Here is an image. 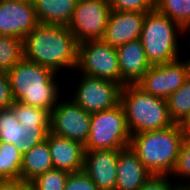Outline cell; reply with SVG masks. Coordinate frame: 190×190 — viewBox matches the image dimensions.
I'll list each match as a JSON object with an SVG mask.
<instances>
[{
	"mask_svg": "<svg viewBox=\"0 0 190 190\" xmlns=\"http://www.w3.org/2000/svg\"><path fill=\"white\" fill-rule=\"evenodd\" d=\"M78 44L67 26L39 23L23 40L24 58L56 73L76 69Z\"/></svg>",
	"mask_w": 190,
	"mask_h": 190,
	"instance_id": "6da1fadb",
	"label": "cell"
},
{
	"mask_svg": "<svg viewBox=\"0 0 190 190\" xmlns=\"http://www.w3.org/2000/svg\"><path fill=\"white\" fill-rule=\"evenodd\" d=\"M14 101L51 112L60 97L56 72L24 57L7 71Z\"/></svg>",
	"mask_w": 190,
	"mask_h": 190,
	"instance_id": "7a4b0ae2",
	"label": "cell"
},
{
	"mask_svg": "<svg viewBox=\"0 0 190 190\" xmlns=\"http://www.w3.org/2000/svg\"><path fill=\"white\" fill-rule=\"evenodd\" d=\"M184 137L181 124L131 135L129 146L152 175H170Z\"/></svg>",
	"mask_w": 190,
	"mask_h": 190,
	"instance_id": "3957f363",
	"label": "cell"
},
{
	"mask_svg": "<svg viewBox=\"0 0 190 190\" xmlns=\"http://www.w3.org/2000/svg\"><path fill=\"white\" fill-rule=\"evenodd\" d=\"M120 103L131 135L165 129L174 124L168 113L167 100L145 92L137 84L122 86Z\"/></svg>",
	"mask_w": 190,
	"mask_h": 190,
	"instance_id": "277c9868",
	"label": "cell"
},
{
	"mask_svg": "<svg viewBox=\"0 0 190 190\" xmlns=\"http://www.w3.org/2000/svg\"><path fill=\"white\" fill-rule=\"evenodd\" d=\"M179 33L183 28L156 8L147 12L140 36L147 61L158 65L179 59Z\"/></svg>",
	"mask_w": 190,
	"mask_h": 190,
	"instance_id": "5b68a950",
	"label": "cell"
},
{
	"mask_svg": "<svg viewBox=\"0 0 190 190\" xmlns=\"http://www.w3.org/2000/svg\"><path fill=\"white\" fill-rule=\"evenodd\" d=\"M125 111L121 103L113 108L91 114L90 134L85 151L120 150L130 144Z\"/></svg>",
	"mask_w": 190,
	"mask_h": 190,
	"instance_id": "8992f818",
	"label": "cell"
},
{
	"mask_svg": "<svg viewBox=\"0 0 190 190\" xmlns=\"http://www.w3.org/2000/svg\"><path fill=\"white\" fill-rule=\"evenodd\" d=\"M78 72L120 84V69L116 48L103 40H90L78 44Z\"/></svg>",
	"mask_w": 190,
	"mask_h": 190,
	"instance_id": "52a82bcc",
	"label": "cell"
},
{
	"mask_svg": "<svg viewBox=\"0 0 190 190\" xmlns=\"http://www.w3.org/2000/svg\"><path fill=\"white\" fill-rule=\"evenodd\" d=\"M111 11L108 0H78L67 28L78 43L102 40Z\"/></svg>",
	"mask_w": 190,
	"mask_h": 190,
	"instance_id": "ba28073f",
	"label": "cell"
},
{
	"mask_svg": "<svg viewBox=\"0 0 190 190\" xmlns=\"http://www.w3.org/2000/svg\"><path fill=\"white\" fill-rule=\"evenodd\" d=\"M80 82L72 96L87 113H96L115 107L120 103L122 86L114 81L90 77L81 73Z\"/></svg>",
	"mask_w": 190,
	"mask_h": 190,
	"instance_id": "9c48e42d",
	"label": "cell"
},
{
	"mask_svg": "<svg viewBox=\"0 0 190 190\" xmlns=\"http://www.w3.org/2000/svg\"><path fill=\"white\" fill-rule=\"evenodd\" d=\"M181 60L151 65L137 85L145 92L167 100L190 76L187 60Z\"/></svg>",
	"mask_w": 190,
	"mask_h": 190,
	"instance_id": "30bf717a",
	"label": "cell"
},
{
	"mask_svg": "<svg viewBox=\"0 0 190 190\" xmlns=\"http://www.w3.org/2000/svg\"><path fill=\"white\" fill-rule=\"evenodd\" d=\"M59 101L50 112V132L85 145L90 134L91 114L72 99Z\"/></svg>",
	"mask_w": 190,
	"mask_h": 190,
	"instance_id": "8fae6325",
	"label": "cell"
},
{
	"mask_svg": "<svg viewBox=\"0 0 190 190\" xmlns=\"http://www.w3.org/2000/svg\"><path fill=\"white\" fill-rule=\"evenodd\" d=\"M38 24L32 0H0V35L24 40Z\"/></svg>",
	"mask_w": 190,
	"mask_h": 190,
	"instance_id": "7c38bea8",
	"label": "cell"
},
{
	"mask_svg": "<svg viewBox=\"0 0 190 190\" xmlns=\"http://www.w3.org/2000/svg\"><path fill=\"white\" fill-rule=\"evenodd\" d=\"M50 127H22L13 109L0 110V143L13 144L23 155L47 139Z\"/></svg>",
	"mask_w": 190,
	"mask_h": 190,
	"instance_id": "4fadbf2b",
	"label": "cell"
},
{
	"mask_svg": "<svg viewBox=\"0 0 190 190\" xmlns=\"http://www.w3.org/2000/svg\"><path fill=\"white\" fill-rule=\"evenodd\" d=\"M145 16V12L112 10L102 40L117 48L140 39Z\"/></svg>",
	"mask_w": 190,
	"mask_h": 190,
	"instance_id": "5bb4252c",
	"label": "cell"
},
{
	"mask_svg": "<svg viewBox=\"0 0 190 190\" xmlns=\"http://www.w3.org/2000/svg\"><path fill=\"white\" fill-rule=\"evenodd\" d=\"M118 150L85 151L83 171L98 190H115Z\"/></svg>",
	"mask_w": 190,
	"mask_h": 190,
	"instance_id": "9a60e30c",
	"label": "cell"
},
{
	"mask_svg": "<svg viewBox=\"0 0 190 190\" xmlns=\"http://www.w3.org/2000/svg\"><path fill=\"white\" fill-rule=\"evenodd\" d=\"M120 69V85L137 84L150 68L140 39L116 48Z\"/></svg>",
	"mask_w": 190,
	"mask_h": 190,
	"instance_id": "2e32d148",
	"label": "cell"
},
{
	"mask_svg": "<svg viewBox=\"0 0 190 190\" xmlns=\"http://www.w3.org/2000/svg\"><path fill=\"white\" fill-rule=\"evenodd\" d=\"M47 142L54 168L69 173L83 171L85 149L82 143L51 132L47 135Z\"/></svg>",
	"mask_w": 190,
	"mask_h": 190,
	"instance_id": "e0dca14e",
	"label": "cell"
},
{
	"mask_svg": "<svg viewBox=\"0 0 190 190\" xmlns=\"http://www.w3.org/2000/svg\"><path fill=\"white\" fill-rule=\"evenodd\" d=\"M151 176L130 146L118 150L115 190H139Z\"/></svg>",
	"mask_w": 190,
	"mask_h": 190,
	"instance_id": "ac0fdd59",
	"label": "cell"
},
{
	"mask_svg": "<svg viewBox=\"0 0 190 190\" xmlns=\"http://www.w3.org/2000/svg\"><path fill=\"white\" fill-rule=\"evenodd\" d=\"M78 0H32L38 23L67 26Z\"/></svg>",
	"mask_w": 190,
	"mask_h": 190,
	"instance_id": "d6986e66",
	"label": "cell"
},
{
	"mask_svg": "<svg viewBox=\"0 0 190 190\" xmlns=\"http://www.w3.org/2000/svg\"><path fill=\"white\" fill-rule=\"evenodd\" d=\"M47 139L23 154L21 180L29 183L35 177L53 169Z\"/></svg>",
	"mask_w": 190,
	"mask_h": 190,
	"instance_id": "ffe728a7",
	"label": "cell"
},
{
	"mask_svg": "<svg viewBox=\"0 0 190 190\" xmlns=\"http://www.w3.org/2000/svg\"><path fill=\"white\" fill-rule=\"evenodd\" d=\"M168 113L175 124H183L190 117V76L167 98Z\"/></svg>",
	"mask_w": 190,
	"mask_h": 190,
	"instance_id": "44dd1931",
	"label": "cell"
},
{
	"mask_svg": "<svg viewBox=\"0 0 190 190\" xmlns=\"http://www.w3.org/2000/svg\"><path fill=\"white\" fill-rule=\"evenodd\" d=\"M23 155L11 143H0V175L5 180H21Z\"/></svg>",
	"mask_w": 190,
	"mask_h": 190,
	"instance_id": "7402d4cb",
	"label": "cell"
},
{
	"mask_svg": "<svg viewBox=\"0 0 190 190\" xmlns=\"http://www.w3.org/2000/svg\"><path fill=\"white\" fill-rule=\"evenodd\" d=\"M22 127H50L48 110L14 101L10 106Z\"/></svg>",
	"mask_w": 190,
	"mask_h": 190,
	"instance_id": "603a6c76",
	"label": "cell"
},
{
	"mask_svg": "<svg viewBox=\"0 0 190 190\" xmlns=\"http://www.w3.org/2000/svg\"><path fill=\"white\" fill-rule=\"evenodd\" d=\"M23 57V40L0 35V70L7 72Z\"/></svg>",
	"mask_w": 190,
	"mask_h": 190,
	"instance_id": "cb8c5ba5",
	"label": "cell"
},
{
	"mask_svg": "<svg viewBox=\"0 0 190 190\" xmlns=\"http://www.w3.org/2000/svg\"><path fill=\"white\" fill-rule=\"evenodd\" d=\"M155 8L182 28L190 22V0H155Z\"/></svg>",
	"mask_w": 190,
	"mask_h": 190,
	"instance_id": "d4e9b609",
	"label": "cell"
},
{
	"mask_svg": "<svg viewBox=\"0 0 190 190\" xmlns=\"http://www.w3.org/2000/svg\"><path fill=\"white\" fill-rule=\"evenodd\" d=\"M69 172L60 169H50L38 175L29 182L31 190H64Z\"/></svg>",
	"mask_w": 190,
	"mask_h": 190,
	"instance_id": "484cf974",
	"label": "cell"
},
{
	"mask_svg": "<svg viewBox=\"0 0 190 190\" xmlns=\"http://www.w3.org/2000/svg\"><path fill=\"white\" fill-rule=\"evenodd\" d=\"M172 175L190 179V138L183 137Z\"/></svg>",
	"mask_w": 190,
	"mask_h": 190,
	"instance_id": "4316f807",
	"label": "cell"
},
{
	"mask_svg": "<svg viewBox=\"0 0 190 190\" xmlns=\"http://www.w3.org/2000/svg\"><path fill=\"white\" fill-rule=\"evenodd\" d=\"M112 10L149 12L155 8V0H108Z\"/></svg>",
	"mask_w": 190,
	"mask_h": 190,
	"instance_id": "83f0119b",
	"label": "cell"
},
{
	"mask_svg": "<svg viewBox=\"0 0 190 190\" xmlns=\"http://www.w3.org/2000/svg\"><path fill=\"white\" fill-rule=\"evenodd\" d=\"M64 190H98V187L84 171H80L69 173Z\"/></svg>",
	"mask_w": 190,
	"mask_h": 190,
	"instance_id": "f1b7e54d",
	"label": "cell"
},
{
	"mask_svg": "<svg viewBox=\"0 0 190 190\" xmlns=\"http://www.w3.org/2000/svg\"><path fill=\"white\" fill-rule=\"evenodd\" d=\"M14 102L9 77L6 71L0 70V110L10 107Z\"/></svg>",
	"mask_w": 190,
	"mask_h": 190,
	"instance_id": "f546056e",
	"label": "cell"
},
{
	"mask_svg": "<svg viewBox=\"0 0 190 190\" xmlns=\"http://www.w3.org/2000/svg\"><path fill=\"white\" fill-rule=\"evenodd\" d=\"M173 184L169 175H152L139 190H171Z\"/></svg>",
	"mask_w": 190,
	"mask_h": 190,
	"instance_id": "4dcf8cb0",
	"label": "cell"
},
{
	"mask_svg": "<svg viewBox=\"0 0 190 190\" xmlns=\"http://www.w3.org/2000/svg\"><path fill=\"white\" fill-rule=\"evenodd\" d=\"M29 188V183L23 180H5L0 185V190H28Z\"/></svg>",
	"mask_w": 190,
	"mask_h": 190,
	"instance_id": "1f68e13d",
	"label": "cell"
},
{
	"mask_svg": "<svg viewBox=\"0 0 190 190\" xmlns=\"http://www.w3.org/2000/svg\"><path fill=\"white\" fill-rule=\"evenodd\" d=\"M187 183H178L177 185H173L171 190H190V181H186Z\"/></svg>",
	"mask_w": 190,
	"mask_h": 190,
	"instance_id": "d6a6232c",
	"label": "cell"
},
{
	"mask_svg": "<svg viewBox=\"0 0 190 190\" xmlns=\"http://www.w3.org/2000/svg\"><path fill=\"white\" fill-rule=\"evenodd\" d=\"M184 136L190 138V117L182 124Z\"/></svg>",
	"mask_w": 190,
	"mask_h": 190,
	"instance_id": "836d02e7",
	"label": "cell"
},
{
	"mask_svg": "<svg viewBox=\"0 0 190 190\" xmlns=\"http://www.w3.org/2000/svg\"><path fill=\"white\" fill-rule=\"evenodd\" d=\"M183 32L186 33H190V22L183 28ZM188 36H190V34H188ZM190 38V37H189Z\"/></svg>",
	"mask_w": 190,
	"mask_h": 190,
	"instance_id": "e575fe53",
	"label": "cell"
},
{
	"mask_svg": "<svg viewBox=\"0 0 190 190\" xmlns=\"http://www.w3.org/2000/svg\"><path fill=\"white\" fill-rule=\"evenodd\" d=\"M5 181L2 175H0V185Z\"/></svg>",
	"mask_w": 190,
	"mask_h": 190,
	"instance_id": "d590c367",
	"label": "cell"
},
{
	"mask_svg": "<svg viewBox=\"0 0 190 190\" xmlns=\"http://www.w3.org/2000/svg\"><path fill=\"white\" fill-rule=\"evenodd\" d=\"M187 62H188V65H189V74H190V58H188Z\"/></svg>",
	"mask_w": 190,
	"mask_h": 190,
	"instance_id": "8d00e7d4",
	"label": "cell"
}]
</instances>
